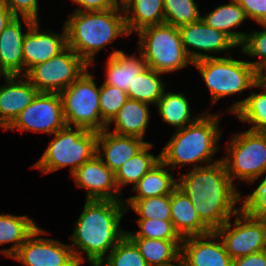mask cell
<instances>
[{
  "instance_id": "1",
  "label": "cell",
  "mask_w": 266,
  "mask_h": 266,
  "mask_svg": "<svg viewBox=\"0 0 266 266\" xmlns=\"http://www.w3.org/2000/svg\"><path fill=\"white\" fill-rule=\"evenodd\" d=\"M229 178L222 159L177 176V187L191 200L200 220L215 231L240 209L241 193Z\"/></svg>"
},
{
  "instance_id": "2",
  "label": "cell",
  "mask_w": 266,
  "mask_h": 266,
  "mask_svg": "<svg viewBox=\"0 0 266 266\" xmlns=\"http://www.w3.org/2000/svg\"><path fill=\"white\" fill-rule=\"evenodd\" d=\"M125 213L124 201H85L83 211L74 224L70 245L80 265L85 262L84 252L91 266H97L126 235L120 226Z\"/></svg>"
},
{
  "instance_id": "3",
  "label": "cell",
  "mask_w": 266,
  "mask_h": 266,
  "mask_svg": "<svg viewBox=\"0 0 266 266\" xmlns=\"http://www.w3.org/2000/svg\"><path fill=\"white\" fill-rule=\"evenodd\" d=\"M64 23L67 46L89 66L95 55L119 36H129L122 4L105 11H73Z\"/></svg>"
},
{
  "instance_id": "4",
  "label": "cell",
  "mask_w": 266,
  "mask_h": 266,
  "mask_svg": "<svg viewBox=\"0 0 266 266\" xmlns=\"http://www.w3.org/2000/svg\"><path fill=\"white\" fill-rule=\"evenodd\" d=\"M219 114L201 113V116L192 124L175 130L173 136L162 148L161 160L172 170L192 164L199 168L219 161H214V154L218 150V141L221 138L219 129ZM197 163H203L198 164Z\"/></svg>"
},
{
  "instance_id": "5",
  "label": "cell",
  "mask_w": 266,
  "mask_h": 266,
  "mask_svg": "<svg viewBox=\"0 0 266 266\" xmlns=\"http://www.w3.org/2000/svg\"><path fill=\"white\" fill-rule=\"evenodd\" d=\"M54 138L41 158L32 168L40 169L43 174L52 173L70 166L72 175L84 162L96 155L97 132L84 128L65 126L53 134Z\"/></svg>"
},
{
  "instance_id": "6",
  "label": "cell",
  "mask_w": 266,
  "mask_h": 266,
  "mask_svg": "<svg viewBox=\"0 0 266 266\" xmlns=\"http://www.w3.org/2000/svg\"><path fill=\"white\" fill-rule=\"evenodd\" d=\"M137 33L138 51L151 69L167 74L193 64L182 45L178 27L163 23L145 27Z\"/></svg>"
},
{
  "instance_id": "7",
  "label": "cell",
  "mask_w": 266,
  "mask_h": 266,
  "mask_svg": "<svg viewBox=\"0 0 266 266\" xmlns=\"http://www.w3.org/2000/svg\"><path fill=\"white\" fill-rule=\"evenodd\" d=\"M228 57H208L193 62L208 89L211 99L217 102L223 97L240 94L255 88V68L248 62Z\"/></svg>"
},
{
  "instance_id": "8",
  "label": "cell",
  "mask_w": 266,
  "mask_h": 266,
  "mask_svg": "<svg viewBox=\"0 0 266 266\" xmlns=\"http://www.w3.org/2000/svg\"><path fill=\"white\" fill-rule=\"evenodd\" d=\"M234 135L222 160L233 184L236 179L250 185L266 173V133L247 129Z\"/></svg>"
},
{
  "instance_id": "9",
  "label": "cell",
  "mask_w": 266,
  "mask_h": 266,
  "mask_svg": "<svg viewBox=\"0 0 266 266\" xmlns=\"http://www.w3.org/2000/svg\"><path fill=\"white\" fill-rule=\"evenodd\" d=\"M99 88L87 70L69 87L60 92L63 114L67 126L99 132L106 129L99 104Z\"/></svg>"
},
{
  "instance_id": "10",
  "label": "cell",
  "mask_w": 266,
  "mask_h": 266,
  "mask_svg": "<svg viewBox=\"0 0 266 266\" xmlns=\"http://www.w3.org/2000/svg\"><path fill=\"white\" fill-rule=\"evenodd\" d=\"M89 65L69 46L43 63L33 66L25 76L38 92L60 93L77 80Z\"/></svg>"
},
{
  "instance_id": "11",
  "label": "cell",
  "mask_w": 266,
  "mask_h": 266,
  "mask_svg": "<svg viewBox=\"0 0 266 266\" xmlns=\"http://www.w3.org/2000/svg\"><path fill=\"white\" fill-rule=\"evenodd\" d=\"M233 217L234 224L229 219L214 231L230 257L235 259L266 250V219L251 218L241 211Z\"/></svg>"
},
{
  "instance_id": "12",
  "label": "cell",
  "mask_w": 266,
  "mask_h": 266,
  "mask_svg": "<svg viewBox=\"0 0 266 266\" xmlns=\"http://www.w3.org/2000/svg\"><path fill=\"white\" fill-rule=\"evenodd\" d=\"M65 126L60 93L38 92L5 130L41 132L52 136Z\"/></svg>"
},
{
  "instance_id": "13",
  "label": "cell",
  "mask_w": 266,
  "mask_h": 266,
  "mask_svg": "<svg viewBox=\"0 0 266 266\" xmlns=\"http://www.w3.org/2000/svg\"><path fill=\"white\" fill-rule=\"evenodd\" d=\"M43 234L48 232L38 226L11 258L24 266H80L70 245Z\"/></svg>"
},
{
  "instance_id": "14",
  "label": "cell",
  "mask_w": 266,
  "mask_h": 266,
  "mask_svg": "<svg viewBox=\"0 0 266 266\" xmlns=\"http://www.w3.org/2000/svg\"><path fill=\"white\" fill-rule=\"evenodd\" d=\"M27 28L24 35L22 52L24 60V75L35 65L48 61L67 46L66 28L62 34L45 30L39 32V21L21 18Z\"/></svg>"
},
{
  "instance_id": "15",
  "label": "cell",
  "mask_w": 266,
  "mask_h": 266,
  "mask_svg": "<svg viewBox=\"0 0 266 266\" xmlns=\"http://www.w3.org/2000/svg\"><path fill=\"white\" fill-rule=\"evenodd\" d=\"M179 31L182 45L193 62L216 57L212 54L238 47L225 33L208 26L202 19L180 26ZM204 52L211 54H204Z\"/></svg>"
},
{
  "instance_id": "16",
  "label": "cell",
  "mask_w": 266,
  "mask_h": 266,
  "mask_svg": "<svg viewBox=\"0 0 266 266\" xmlns=\"http://www.w3.org/2000/svg\"><path fill=\"white\" fill-rule=\"evenodd\" d=\"M71 176L76 186L86 190V200L123 201L115 181V173L97 155L84 162Z\"/></svg>"
},
{
  "instance_id": "17",
  "label": "cell",
  "mask_w": 266,
  "mask_h": 266,
  "mask_svg": "<svg viewBox=\"0 0 266 266\" xmlns=\"http://www.w3.org/2000/svg\"><path fill=\"white\" fill-rule=\"evenodd\" d=\"M232 261L214 231L182 239L180 266H232Z\"/></svg>"
},
{
  "instance_id": "18",
  "label": "cell",
  "mask_w": 266,
  "mask_h": 266,
  "mask_svg": "<svg viewBox=\"0 0 266 266\" xmlns=\"http://www.w3.org/2000/svg\"><path fill=\"white\" fill-rule=\"evenodd\" d=\"M5 85L0 86V128L6 129L28 106L38 90L25 75L2 76Z\"/></svg>"
},
{
  "instance_id": "19",
  "label": "cell",
  "mask_w": 266,
  "mask_h": 266,
  "mask_svg": "<svg viewBox=\"0 0 266 266\" xmlns=\"http://www.w3.org/2000/svg\"><path fill=\"white\" fill-rule=\"evenodd\" d=\"M147 143L135 136L119 135L104 129L97 132L96 155L115 173Z\"/></svg>"
},
{
  "instance_id": "20",
  "label": "cell",
  "mask_w": 266,
  "mask_h": 266,
  "mask_svg": "<svg viewBox=\"0 0 266 266\" xmlns=\"http://www.w3.org/2000/svg\"><path fill=\"white\" fill-rule=\"evenodd\" d=\"M22 20L15 17L0 33V73L3 76L24 75Z\"/></svg>"
},
{
  "instance_id": "21",
  "label": "cell",
  "mask_w": 266,
  "mask_h": 266,
  "mask_svg": "<svg viewBox=\"0 0 266 266\" xmlns=\"http://www.w3.org/2000/svg\"><path fill=\"white\" fill-rule=\"evenodd\" d=\"M171 221L174 229L183 239L202 236L212 232L199 218L189 197L178 187L170 194Z\"/></svg>"
},
{
  "instance_id": "22",
  "label": "cell",
  "mask_w": 266,
  "mask_h": 266,
  "mask_svg": "<svg viewBox=\"0 0 266 266\" xmlns=\"http://www.w3.org/2000/svg\"><path fill=\"white\" fill-rule=\"evenodd\" d=\"M138 53L139 56L137 57L132 54L128 55L118 49L112 51L106 62L104 83L127 92L135 77L147 67L141 53Z\"/></svg>"
},
{
  "instance_id": "23",
  "label": "cell",
  "mask_w": 266,
  "mask_h": 266,
  "mask_svg": "<svg viewBox=\"0 0 266 266\" xmlns=\"http://www.w3.org/2000/svg\"><path fill=\"white\" fill-rule=\"evenodd\" d=\"M149 105L145 102L128 98L113 120L107 125L114 124L113 133L126 136H135L144 140L150 120Z\"/></svg>"
},
{
  "instance_id": "24",
  "label": "cell",
  "mask_w": 266,
  "mask_h": 266,
  "mask_svg": "<svg viewBox=\"0 0 266 266\" xmlns=\"http://www.w3.org/2000/svg\"><path fill=\"white\" fill-rule=\"evenodd\" d=\"M120 2L129 35L145 27L165 23L163 0H121Z\"/></svg>"
},
{
  "instance_id": "25",
  "label": "cell",
  "mask_w": 266,
  "mask_h": 266,
  "mask_svg": "<svg viewBox=\"0 0 266 266\" xmlns=\"http://www.w3.org/2000/svg\"><path fill=\"white\" fill-rule=\"evenodd\" d=\"M210 27L225 33L238 47L243 43L247 33L234 31L247 20L243 8L237 0H230L228 4H220L214 10L201 16ZM232 30V31H231Z\"/></svg>"
},
{
  "instance_id": "26",
  "label": "cell",
  "mask_w": 266,
  "mask_h": 266,
  "mask_svg": "<svg viewBox=\"0 0 266 266\" xmlns=\"http://www.w3.org/2000/svg\"><path fill=\"white\" fill-rule=\"evenodd\" d=\"M148 266H180L182 240L130 238Z\"/></svg>"
},
{
  "instance_id": "27",
  "label": "cell",
  "mask_w": 266,
  "mask_h": 266,
  "mask_svg": "<svg viewBox=\"0 0 266 266\" xmlns=\"http://www.w3.org/2000/svg\"><path fill=\"white\" fill-rule=\"evenodd\" d=\"M166 167L168 166L162 160L155 164L132 188L137 194L127 199L170 195L177 187V178L175 179L174 174L171 173L172 169L170 167L165 169Z\"/></svg>"
},
{
  "instance_id": "28",
  "label": "cell",
  "mask_w": 266,
  "mask_h": 266,
  "mask_svg": "<svg viewBox=\"0 0 266 266\" xmlns=\"http://www.w3.org/2000/svg\"><path fill=\"white\" fill-rule=\"evenodd\" d=\"M38 227L26 215L0 214V246L12 243V247L1 249L0 253L11 258Z\"/></svg>"
},
{
  "instance_id": "29",
  "label": "cell",
  "mask_w": 266,
  "mask_h": 266,
  "mask_svg": "<svg viewBox=\"0 0 266 266\" xmlns=\"http://www.w3.org/2000/svg\"><path fill=\"white\" fill-rule=\"evenodd\" d=\"M152 147L153 144L148 142L115 172V181L120 193L123 186L132 184L134 187L139 180L161 160L160 153L156 155V157L149 152Z\"/></svg>"
},
{
  "instance_id": "30",
  "label": "cell",
  "mask_w": 266,
  "mask_h": 266,
  "mask_svg": "<svg viewBox=\"0 0 266 266\" xmlns=\"http://www.w3.org/2000/svg\"><path fill=\"white\" fill-rule=\"evenodd\" d=\"M159 115L167 124L176 127V130L182 129L195 122L201 115L195 118L191 116V107L184 93L166 92L164 90L161 98L157 102Z\"/></svg>"
},
{
  "instance_id": "31",
  "label": "cell",
  "mask_w": 266,
  "mask_h": 266,
  "mask_svg": "<svg viewBox=\"0 0 266 266\" xmlns=\"http://www.w3.org/2000/svg\"><path fill=\"white\" fill-rule=\"evenodd\" d=\"M261 93L251 92L245 99L236 101L229 112L244 123H251L249 130L266 133V88Z\"/></svg>"
},
{
  "instance_id": "32",
  "label": "cell",
  "mask_w": 266,
  "mask_h": 266,
  "mask_svg": "<svg viewBox=\"0 0 266 266\" xmlns=\"http://www.w3.org/2000/svg\"><path fill=\"white\" fill-rule=\"evenodd\" d=\"M162 73L146 67L142 70L129 85L127 94L130 99L157 104L165 90V82L161 80Z\"/></svg>"
},
{
  "instance_id": "33",
  "label": "cell",
  "mask_w": 266,
  "mask_h": 266,
  "mask_svg": "<svg viewBox=\"0 0 266 266\" xmlns=\"http://www.w3.org/2000/svg\"><path fill=\"white\" fill-rule=\"evenodd\" d=\"M126 212L135 211L139 219L171 220L170 195L144 199H125Z\"/></svg>"
},
{
  "instance_id": "34",
  "label": "cell",
  "mask_w": 266,
  "mask_h": 266,
  "mask_svg": "<svg viewBox=\"0 0 266 266\" xmlns=\"http://www.w3.org/2000/svg\"><path fill=\"white\" fill-rule=\"evenodd\" d=\"M97 266H148L135 243L125 235Z\"/></svg>"
},
{
  "instance_id": "35",
  "label": "cell",
  "mask_w": 266,
  "mask_h": 266,
  "mask_svg": "<svg viewBox=\"0 0 266 266\" xmlns=\"http://www.w3.org/2000/svg\"><path fill=\"white\" fill-rule=\"evenodd\" d=\"M165 23L180 27L201 19L195 0H163Z\"/></svg>"
},
{
  "instance_id": "36",
  "label": "cell",
  "mask_w": 266,
  "mask_h": 266,
  "mask_svg": "<svg viewBox=\"0 0 266 266\" xmlns=\"http://www.w3.org/2000/svg\"><path fill=\"white\" fill-rule=\"evenodd\" d=\"M140 230L138 232H128L129 238H147L162 240H182L173 227L171 220L137 219Z\"/></svg>"
},
{
  "instance_id": "37",
  "label": "cell",
  "mask_w": 266,
  "mask_h": 266,
  "mask_svg": "<svg viewBox=\"0 0 266 266\" xmlns=\"http://www.w3.org/2000/svg\"><path fill=\"white\" fill-rule=\"evenodd\" d=\"M127 92L106 83L100 85L99 104L102 121L108 125L128 100Z\"/></svg>"
},
{
  "instance_id": "38",
  "label": "cell",
  "mask_w": 266,
  "mask_h": 266,
  "mask_svg": "<svg viewBox=\"0 0 266 266\" xmlns=\"http://www.w3.org/2000/svg\"><path fill=\"white\" fill-rule=\"evenodd\" d=\"M239 207L248 217L266 219V176L250 195L244 197Z\"/></svg>"
},
{
  "instance_id": "39",
  "label": "cell",
  "mask_w": 266,
  "mask_h": 266,
  "mask_svg": "<svg viewBox=\"0 0 266 266\" xmlns=\"http://www.w3.org/2000/svg\"><path fill=\"white\" fill-rule=\"evenodd\" d=\"M264 27L262 31L248 32L243 43L241 44V52L259 58L256 61H248L254 68L261 62L266 61V24H258Z\"/></svg>"
},
{
  "instance_id": "40",
  "label": "cell",
  "mask_w": 266,
  "mask_h": 266,
  "mask_svg": "<svg viewBox=\"0 0 266 266\" xmlns=\"http://www.w3.org/2000/svg\"><path fill=\"white\" fill-rule=\"evenodd\" d=\"M11 10L15 17L30 18L34 21L38 19V0H1Z\"/></svg>"
},
{
  "instance_id": "41",
  "label": "cell",
  "mask_w": 266,
  "mask_h": 266,
  "mask_svg": "<svg viewBox=\"0 0 266 266\" xmlns=\"http://www.w3.org/2000/svg\"><path fill=\"white\" fill-rule=\"evenodd\" d=\"M247 19L258 24H266V0H237Z\"/></svg>"
},
{
  "instance_id": "42",
  "label": "cell",
  "mask_w": 266,
  "mask_h": 266,
  "mask_svg": "<svg viewBox=\"0 0 266 266\" xmlns=\"http://www.w3.org/2000/svg\"><path fill=\"white\" fill-rule=\"evenodd\" d=\"M80 7L74 11H105L113 7H117L120 0H72Z\"/></svg>"
},
{
  "instance_id": "43",
  "label": "cell",
  "mask_w": 266,
  "mask_h": 266,
  "mask_svg": "<svg viewBox=\"0 0 266 266\" xmlns=\"http://www.w3.org/2000/svg\"><path fill=\"white\" fill-rule=\"evenodd\" d=\"M232 266H266V250L235 258Z\"/></svg>"
},
{
  "instance_id": "44",
  "label": "cell",
  "mask_w": 266,
  "mask_h": 266,
  "mask_svg": "<svg viewBox=\"0 0 266 266\" xmlns=\"http://www.w3.org/2000/svg\"><path fill=\"white\" fill-rule=\"evenodd\" d=\"M14 18L15 16L12 14L8 6L0 0V33L5 29L8 23Z\"/></svg>"
},
{
  "instance_id": "45",
  "label": "cell",
  "mask_w": 266,
  "mask_h": 266,
  "mask_svg": "<svg viewBox=\"0 0 266 266\" xmlns=\"http://www.w3.org/2000/svg\"><path fill=\"white\" fill-rule=\"evenodd\" d=\"M255 85L256 88H266V61L255 68Z\"/></svg>"
}]
</instances>
